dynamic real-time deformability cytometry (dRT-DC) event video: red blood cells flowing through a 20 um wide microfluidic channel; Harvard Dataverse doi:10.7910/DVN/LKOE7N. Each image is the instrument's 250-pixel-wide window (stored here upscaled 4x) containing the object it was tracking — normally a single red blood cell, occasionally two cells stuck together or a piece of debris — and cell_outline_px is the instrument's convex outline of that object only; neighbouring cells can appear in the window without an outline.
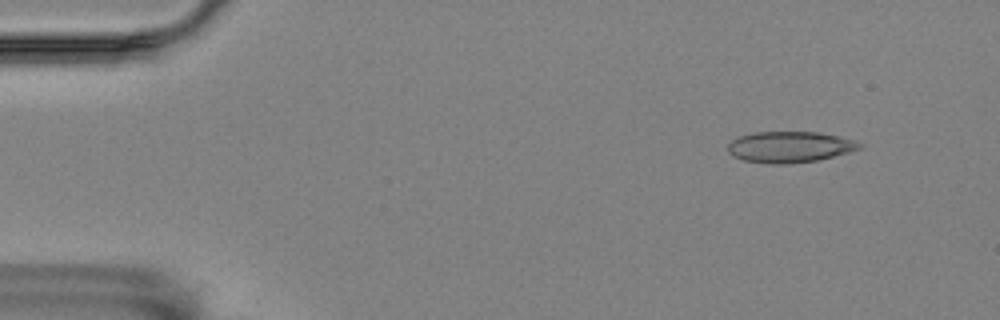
{"species": "Egyptian fruit bat (a non-hibernating species)", "species_latin": "Rousettus aegyptiacus", "temperature_condition": "room temperature", "stored_images_in_passage": 38, "camera_frame_rate_fps": 3000, "um_per_image_px": 0.085, "animal": {"sex": "female"}, "frame": {"image": 1, "passage_image": 6, "time_ms": 1.667, "image_size_px": [1000, 320], "cell_outline_px": [[864, 144], [860, 148], [848, 152], [816, 160], [788, 164], [768, 164], [744, 160], [732, 156], [728, 152], [728, 144], [732, 140], [740, 136], [756, 132], [820, 132], [856, 140]], "centroid_in_image_um": [67.12, 12.49], "position_along_channel_um": 17.9, "area_um2": 23.81}}
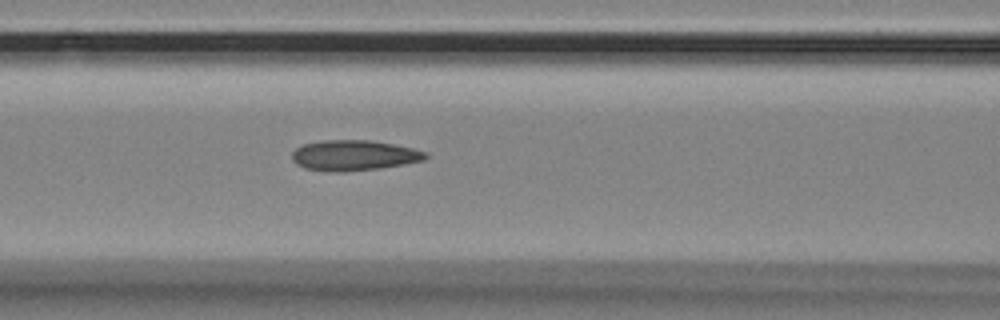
{"frame": {"image": 2, "passage_image": 24, "time_ms": 7.667, "image_size_px": [1000, 320], "cell_outline_px": [[428, 156], [424, 160], [404, 164], [380, 168], [344, 172], [336, 172], [304, 168], [296, 164], [292, 160], [292, 152], [296, 148], [304, 144], [324, 140], [372, 140], [412, 148], [428, 152]], "centroid_in_image_um": [30.08, 13.21], "position_along_channel_um": 136.5, "area_um2": 23.7}}
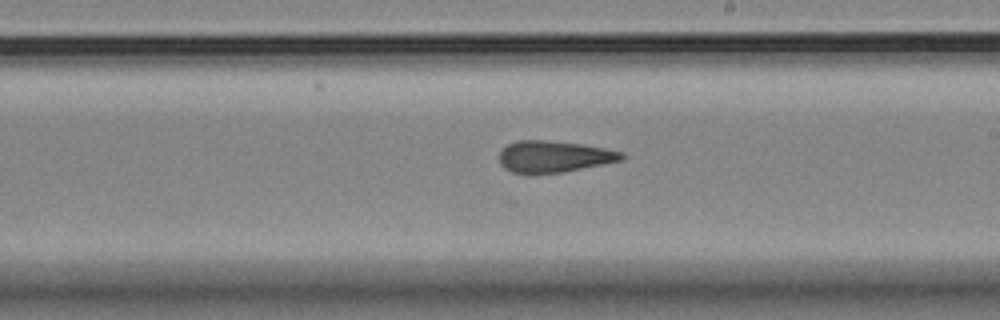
{"frame": {"image": 3, "passage_image": 33, "time_ms": 10.667, "image_size_px": [1000, 320], "cell_outline_px": [[628, 156], [624, 160], [560, 172], [512, 172], [504, 168], [500, 164], [500, 152], [508, 144], [516, 140], [544, 140], [580, 144], [604, 148], [624, 152]], "centroid_in_image_um": [47.13, 13.29], "position_along_channel_um": 241.9, "area_um2": 22.14}}